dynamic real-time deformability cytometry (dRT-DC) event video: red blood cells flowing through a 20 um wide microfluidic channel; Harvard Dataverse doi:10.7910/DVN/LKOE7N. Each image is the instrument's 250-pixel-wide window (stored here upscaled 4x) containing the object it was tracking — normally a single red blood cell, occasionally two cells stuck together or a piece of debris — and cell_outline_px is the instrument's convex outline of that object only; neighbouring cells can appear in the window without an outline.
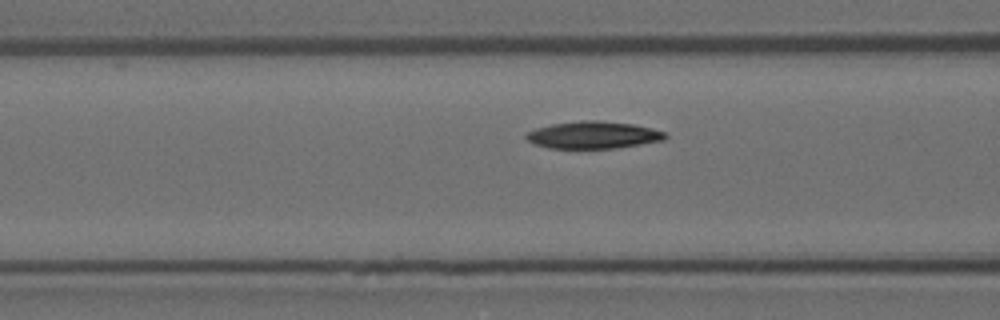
{"species": "Egyptian fruit bat (a non-hibernating species)", "species_latin": "Rousettus aegyptiacus", "temperature_condition": "room temperature", "stored_images_in_passage": 36, "camera_frame_rate_fps": 3000, "um_per_image_px": 0.085, "animal": {"sex": "female"}, "frame": {"image": 1, "passage_image": 13, "time_ms": 4.0, "image_size_px": [1000, 320], "cell_outline_px": [[668, 136], [664, 140], [616, 148], [548, 148], [532, 144], [524, 136], [528, 132], [536, 128], [552, 124], [580, 120], [596, 120], [632, 124], [652, 128], [664, 132]], "centroid_in_image_um": [50.4, 11.47], "position_along_channel_um": 116.2, "area_um2": 22.02}}
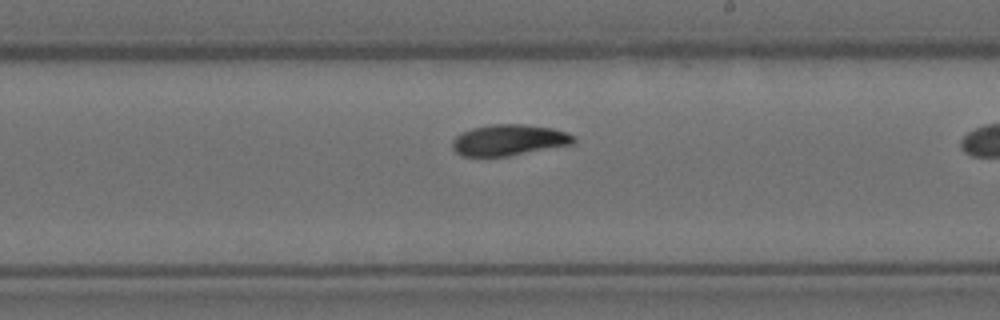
{"frame": {"image": 2, "passage_image": 24, "time_ms": 7.667, "image_size_px": [1000, 320], "cell_outline_px": [[576, 140], [572, 144], [508, 156], [460, 156], [452, 148], [452, 140], [460, 132], [472, 128], [492, 124], [524, 124], [552, 128], [568, 132], [576, 136]], "centroid_in_image_um": [43.25, 11.9], "position_along_channel_um": 245.7, "area_um2": 22.08}}
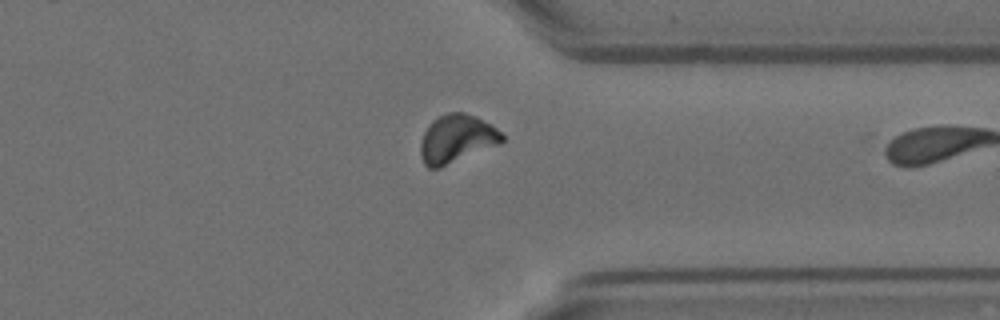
{"frame": {"image": 3, "passage_image": 35, "time_ms": 11.333, "image_size_px": [1000, 320], "cell_outline_px": [[504, 140], [500, 144], [440, 168], [428, 168], [424, 164], [420, 156], [420, 144], [424, 132], [428, 124], [432, 120], [448, 112], [464, 112], [476, 116], [496, 128], [504, 136]], "centroid_in_image_um": [38.8, 11.8], "position_along_channel_um": 372.6, "area_um2": 23.0}}